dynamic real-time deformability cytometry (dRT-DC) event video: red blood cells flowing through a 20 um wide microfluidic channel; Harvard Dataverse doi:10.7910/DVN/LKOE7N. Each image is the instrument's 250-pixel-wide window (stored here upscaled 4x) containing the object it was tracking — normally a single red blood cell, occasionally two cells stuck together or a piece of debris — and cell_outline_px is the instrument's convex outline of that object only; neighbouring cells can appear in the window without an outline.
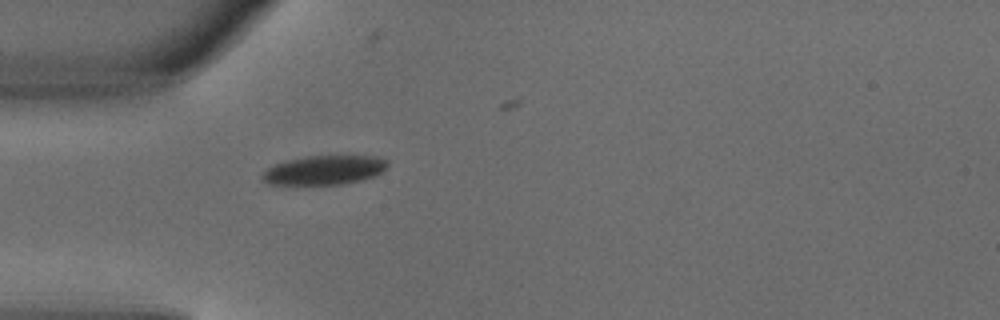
{"species": "common noctule bat (a hibernating species)", "species_latin": "Nyctalus noctula", "temperature_condition": "warm", "stored_images_in_passage": 3, "camera_frame_rate_fps": 3000, "um_per_image_px": 0.085, "animal": {"sex": "male", "body_mass_g": 18.8}, "frame": {"image": 1, "passage_image": 3, "time_ms": 0.667, "image_size_px": [1000, 320], "cell_outline_px": [[388, 168], [376, 176], [364, 180], [340, 184], [268, 184], [260, 176], [268, 168], [284, 160], [308, 156], [376, 156], [388, 160]], "centroid_in_image_um": [27.62, 14.45], "position_along_channel_um": 57.4, "area_um2": 21.39}}